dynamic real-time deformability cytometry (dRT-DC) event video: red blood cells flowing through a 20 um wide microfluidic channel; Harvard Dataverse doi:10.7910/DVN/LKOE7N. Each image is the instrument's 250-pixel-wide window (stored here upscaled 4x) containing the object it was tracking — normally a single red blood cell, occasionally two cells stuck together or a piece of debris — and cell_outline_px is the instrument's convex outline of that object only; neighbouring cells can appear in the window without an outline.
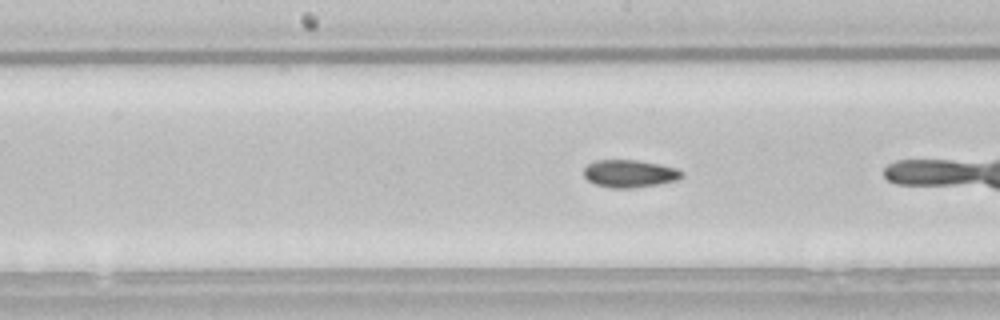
{"species": "common noctule bat (a hibernating species)", "species_latin": "Nyctalus noctula", "temperature_condition": "room temperature", "stored_images_in_passage": 11, "camera_frame_rate_fps": 3000, "um_per_image_px": 0.085, "animal": {"sex": "male", "body_mass_g": 21.5, "forearm_length_mm": 52.0}, "frame": {"image": 1, "passage_image": 10, "time_ms": 3.0, "image_size_px": [1000, 320], "cell_outline_px": [[684, 176], [676, 180], [656, 184], [632, 188], [612, 188], [596, 184], [588, 180], [584, 176], [584, 168], [588, 164], [596, 160], [636, 160], [660, 164], [680, 168], [684, 172]], "centroid_in_image_um": [53.55, 14.74], "position_along_channel_um": 194.6, "area_um2": 15.78}}